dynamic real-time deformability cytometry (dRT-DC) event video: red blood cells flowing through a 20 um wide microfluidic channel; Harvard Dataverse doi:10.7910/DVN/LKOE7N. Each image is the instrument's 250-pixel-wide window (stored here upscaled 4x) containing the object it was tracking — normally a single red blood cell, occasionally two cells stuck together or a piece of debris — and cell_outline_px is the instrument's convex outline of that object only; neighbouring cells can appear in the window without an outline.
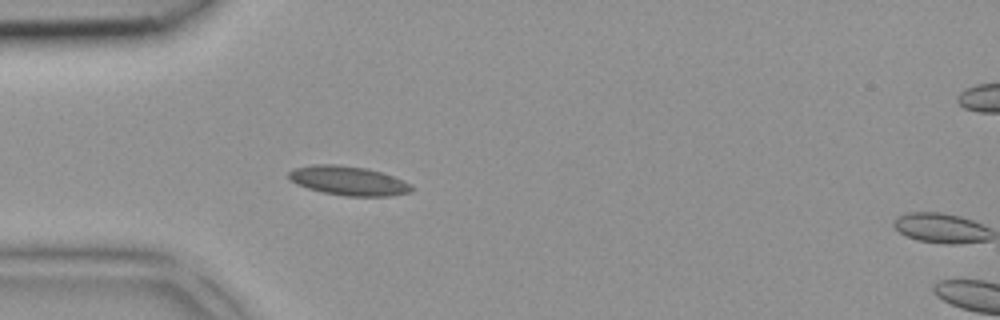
{"species": "common noctule bat (a hibernating species)", "species_latin": "Nyctalus noctula", "temperature_condition": "room temperature", "stored_images_in_passage": 3, "camera_frame_rate_fps": 3000, "um_per_image_px": 0.085, "animal": {"sex": "female", "body_mass_g": 18.4}, "frame": {"image": 1, "passage_image": 2, "time_ms": 0.333, "image_size_px": [1000, 320], "cell_outline_px": [[412, 192], [388, 196], [344, 196], [324, 192], [308, 188], [296, 184], [288, 180], [288, 172], [292, 168], [312, 164], [336, 164], [368, 168], [392, 176], [412, 184]], "centroid_in_image_um": [29.57, 15.35], "position_along_channel_um": 55.4, "area_um2": 21.04}}